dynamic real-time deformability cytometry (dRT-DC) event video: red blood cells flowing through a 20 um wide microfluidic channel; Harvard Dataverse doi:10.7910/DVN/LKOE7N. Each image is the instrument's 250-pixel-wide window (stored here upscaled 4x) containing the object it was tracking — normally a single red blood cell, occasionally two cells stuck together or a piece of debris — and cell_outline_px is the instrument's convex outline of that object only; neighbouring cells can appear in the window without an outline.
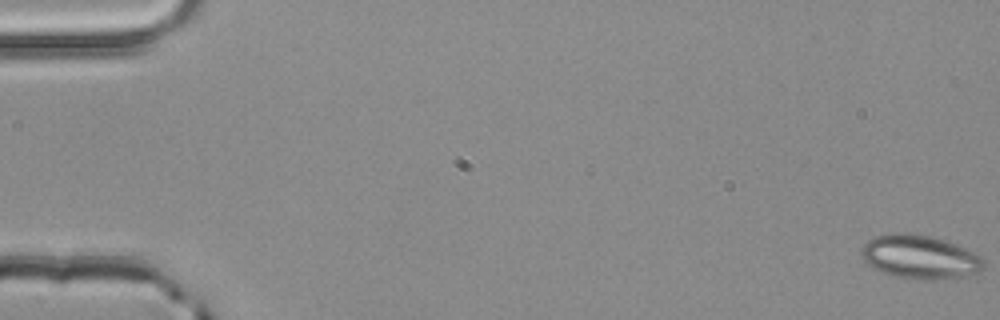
{"species": "common noctule bat (a hibernating species)", "species_latin": "Nyctalus noctula", "temperature_condition": "room temperature", "stored_images_in_passage": 54, "camera_frame_rate_fps": 3000, "um_per_image_px": 0.085, "animal": {"sex": "male", "body_mass_g": 20.4}, "frame": {"image": 1, "passage_image": 1, "time_ms": 0.0, "image_size_px": [1000, 320], "cell_outline_px": [[984, 268], [980, 272], [960, 276], [928, 280], [916, 280], [896, 276], [872, 268], [864, 260], [860, 252], [860, 248], [868, 240], [876, 236], [888, 232], [904, 232], [932, 236], [956, 244], [980, 256], [984, 260]], "centroid_in_image_um": [78.15, 21.82], "position_along_channel_um": 6.8, "area_um2": 31.21}}
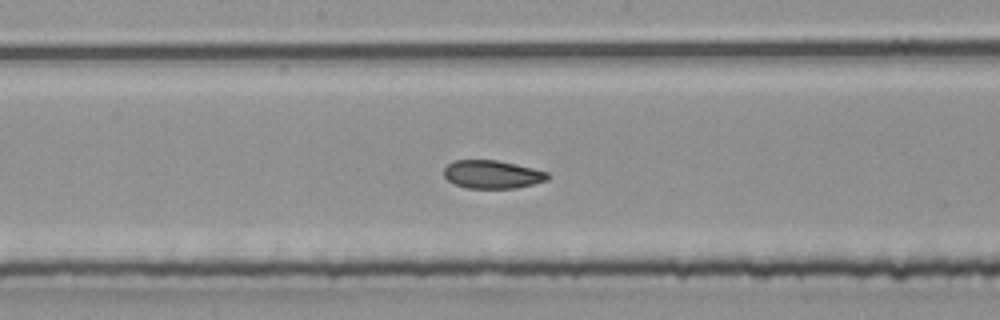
{"frame": {"image": 2, "passage_image": 29, "time_ms": 9.333, "image_size_px": [1000, 320], "cell_outline_px": [[548, 180], [516, 188], [468, 188], [452, 184], [444, 176], [444, 168], [452, 160], [496, 160], [516, 164], [548, 172]], "centroid_in_image_um": [41.81, 14.82], "position_along_channel_um": 206.4, "area_um2": 17.05}}
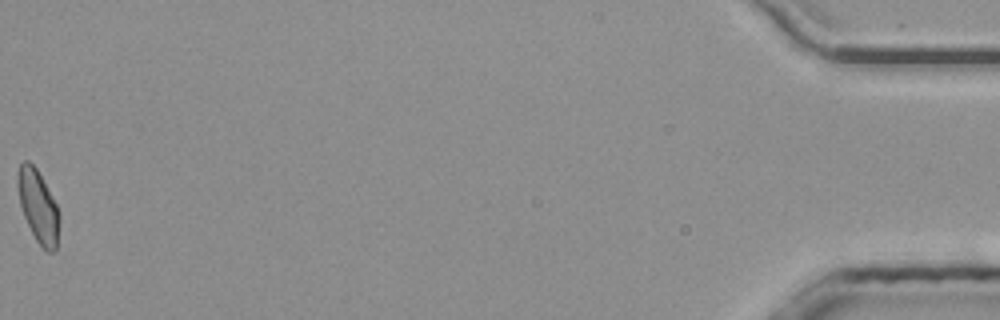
{"frame": {"image": 3, "passage_image": 54, "time_ms": 17.667, "image_size_px": [1000, 320], "cell_outline_px": [[60, 220], [56, 252], [48, 252], [36, 240], [24, 216], [20, 204], [16, 180], [16, 176], [20, 164], [24, 160], [28, 160], [36, 168], [56, 204], [60, 216]], "centroid_in_image_um": [3.24, 17.54], "position_along_channel_um": 432.0, "area_um2": 17.46}, "authors_computed_cell_mechanics": {"area_um2": 17.8602, "velocity_mm_per_s": 3.9809, "shape_relaxation_time_tau1_ms": null, "shape_relaxation_time_tau2_ms": 2.281, "deformation_change_tau1": null, "deformation_change_tau2": 0.0729}}